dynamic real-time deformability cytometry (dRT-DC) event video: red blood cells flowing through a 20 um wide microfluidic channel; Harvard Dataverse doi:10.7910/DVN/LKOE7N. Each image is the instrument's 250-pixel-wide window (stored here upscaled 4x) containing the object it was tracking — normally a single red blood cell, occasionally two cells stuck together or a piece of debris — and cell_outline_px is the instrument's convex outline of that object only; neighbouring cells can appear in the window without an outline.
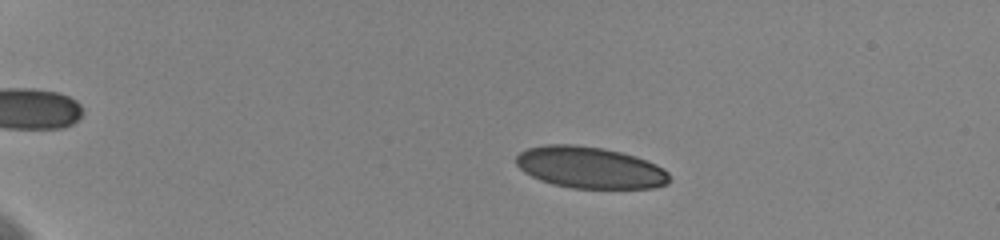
{"species": "human", "species_latin": "Homo sapiens", "temperature_condition": "cold", "stored_images_in_passage": 58, "camera_frame_rate_fps": 3000, "um_per_image_px": 0.085, "donor": {"sex": "female"}, "frame": {"image": 1, "passage_image": 13, "time_ms": 4.0, "image_size_px": [1000, 240], "cell_outline_px": [[668, 184], [652, 188], [572, 188], [552, 184], [540, 180], [524, 172], [516, 164], [516, 156], [520, 152], [528, 148], [548, 144], [576, 144], [600, 148], [620, 152], [636, 156], [656, 164], [668, 172]], "centroid_in_image_um": [50.13, 14.24], "position_along_channel_um": 34.9, "area_um2": 37.05}}
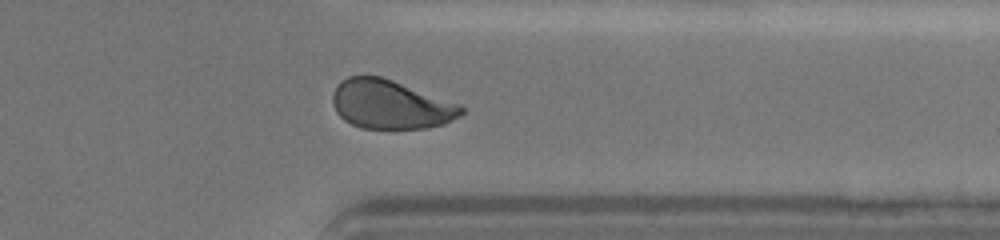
{"frame": {"image": 2, "passage_image": 49, "time_ms": 16.0, "image_size_px": [1000, 240], "cell_outline_px": [[464, 112], [460, 116], [444, 124], [428, 128], [360, 128], [344, 120], [336, 112], [332, 104], [332, 92], [348, 76], [380, 76], [392, 80], [460, 104], [464, 108]], "centroid_in_image_um": [33.2, 8.89], "position_along_channel_um": 378.2, "area_um2": 36.47}}
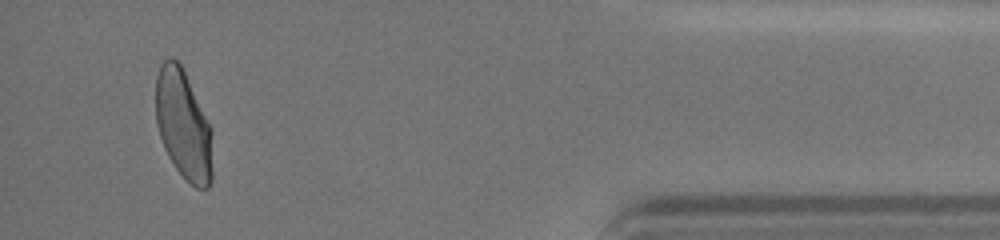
{"frame": {"image": 3, "passage_image": 56, "time_ms": 18.333, "image_size_px": [1000, 240], "cell_outline_px": [[212, 180], [208, 188], [196, 188], [176, 168], [168, 156], [164, 148], [156, 124], [156, 76], [160, 64], [164, 60], [172, 56], [180, 64], [212, 128]], "centroid_in_image_um": [15.59, 10.61], "position_along_channel_um": 419.6, "area_um2": 36.13}, "authors_computed_cell_mechanics": {"area_um2": 37.4833, "velocity_mm_per_s": 3.5941, "shape_relaxation_time_tau1_ms": 5.9366, "shape_relaxation_time_tau2_ms": 0.85, "deformation_change_tau1": 0.1505, "deformation_change_tau2": 0.0567}}